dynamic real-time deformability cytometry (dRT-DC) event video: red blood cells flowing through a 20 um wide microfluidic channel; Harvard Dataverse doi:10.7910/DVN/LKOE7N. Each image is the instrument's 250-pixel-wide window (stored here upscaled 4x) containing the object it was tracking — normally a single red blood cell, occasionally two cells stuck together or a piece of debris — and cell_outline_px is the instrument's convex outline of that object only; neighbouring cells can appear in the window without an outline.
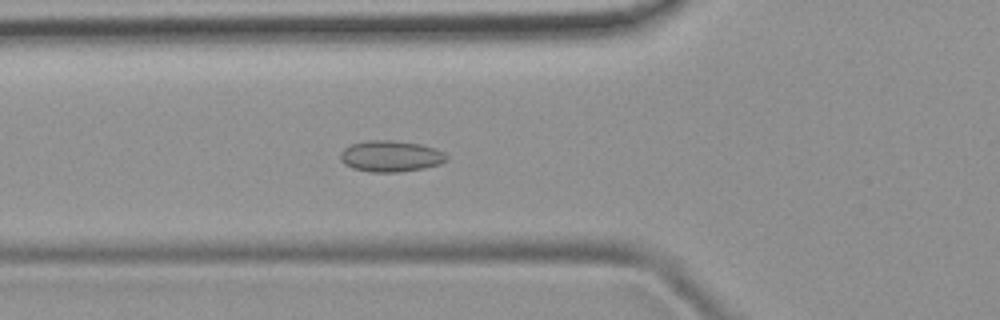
{"species": "common noctule bat (a hibernating species)", "species_latin": "Nyctalus noctula", "temperature_condition": "room temperature", "stored_images_in_passage": 49, "camera_frame_rate_fps": 3000, "um_per_image_px": 0.085, "animal": {"sex": "female", "body_mass_g": 19.9}, "frame": {"image": 1, "passage_image": 18, "time_ms": 5.667, "image_size_px": [1000, 320], "cell_outline_px": [[448, 156], [440, 164], [424, 168], [400, 172], [372, 172], [352, 168], [344, 164], [340, 160], [340, 152], [344, 148], [352, 144], [368, 140], [392, 140], [420, 144], [436, 148], [444, 152]], "centroid_in_image_um": [33.19, 13.27], "position_along_channel_um": 92.6, "area_um2": 19.36}}
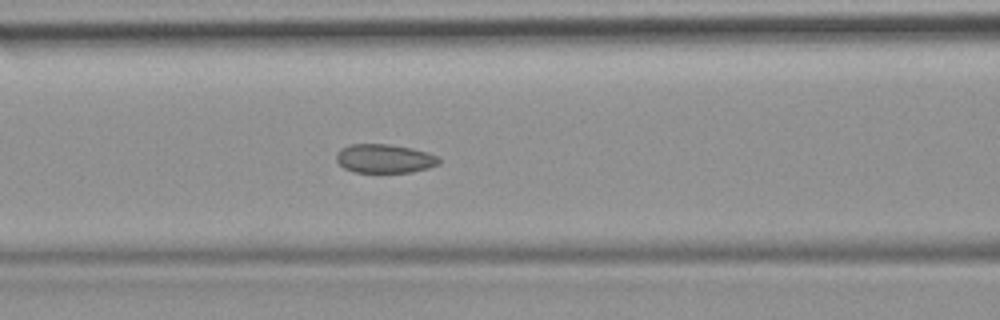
{"frame": {"image": 2, "passage_image": 21, "time_ms": 6.667, "image_size_px": [1000, 320], "cell_outline_px": [[440, 164], [428, 168], [412, 172], [352, 172], [344, 168], [336, 160], [336, 152], [340, 148], [348, 144], [388, 144], [412, 148], [428, 152], [440, 156]], "centroid_in_image_um": [32.69, 13.47], "position_along_channel_um": 133.9, "area_um2": 17.51}}
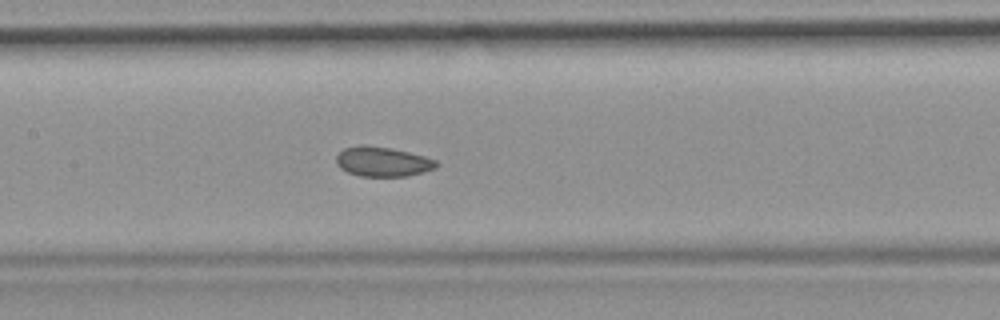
{"frame": {"image": 3, "passage_image": 24, "time_ms": 7.667, "image_size_px": [1000, 320], "cell_outline_px": [[440, 164], [436, 168], [424, 172], [408, 176], [360, 176], [348, 172], [340, 168], [336, 164], [336, 156], [344, 148], [360, 144], [364, 144], [392, 148], [424, 156], [436, 160]], "centroid_in_image_um": [32.53, 13.73], "position_along_channel_um": 174.9, "area_um2": 17.51}}